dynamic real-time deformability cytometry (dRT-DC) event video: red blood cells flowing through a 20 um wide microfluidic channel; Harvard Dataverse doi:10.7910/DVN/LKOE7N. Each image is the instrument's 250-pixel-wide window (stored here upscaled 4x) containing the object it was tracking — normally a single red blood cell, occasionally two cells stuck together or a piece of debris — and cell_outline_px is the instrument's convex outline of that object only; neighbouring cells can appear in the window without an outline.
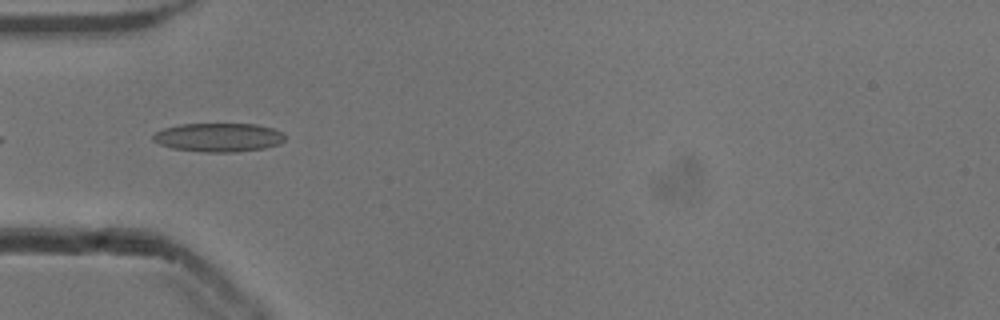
{"species": "common noctule bat (a hibernating species)", "species_latin": "Nyctalus noctula", "temperature_condition": "cold", "stored_images_in_passage": 8, "camera_frame_rate_fps": 3000, "um_per_image_px": 0.085, "animal": {"sex": "male", "body_mass_g": 13.3}, "frame": {"image": 1, "passage_image": 2, "time_ms": 0.333, "image_size_px": [1000, 320], "cell_outline_px": [[288, 136], [280, 144], [264, 148], [236, 152], [204, 152], [172, 148], [160, 144], [152, 140], [152, 136], [156, 132], [164, 128], [180, 124], [256, 124], [272, 128]], "centroid_in_image_um": [18.59, 11.68], "position_along_channel_um": 66.4, "area_um2": 22.14}}
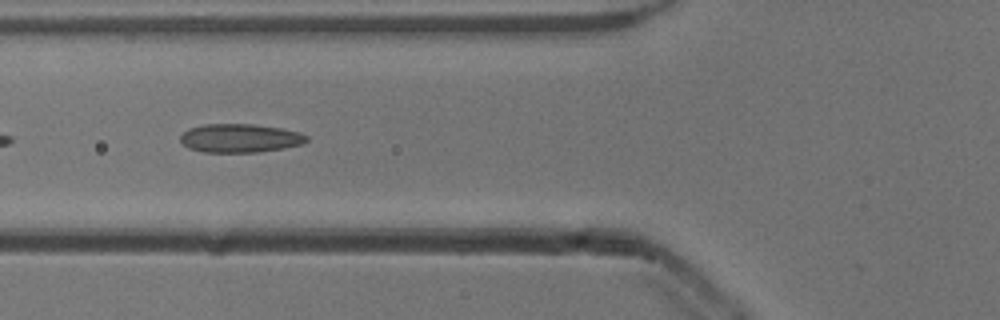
{"frame": {"image": 2, "passage_image": 5, "time_ms": 1.333, "image_size_px": [1000, 320], "cell_outline_px": [[308, 140], [300, 144], [280, 148], [256, 152], [204, 152], [188, 148], [180, 140], [180, 136], [188, 128], [204, 124], [252, 124], [280, 128], [300, 132], [308, 136]], "centroid_in_image_um": [20.36, 11.73], "position_along_channel_um": 105.4, "area_um2": 20.87}}